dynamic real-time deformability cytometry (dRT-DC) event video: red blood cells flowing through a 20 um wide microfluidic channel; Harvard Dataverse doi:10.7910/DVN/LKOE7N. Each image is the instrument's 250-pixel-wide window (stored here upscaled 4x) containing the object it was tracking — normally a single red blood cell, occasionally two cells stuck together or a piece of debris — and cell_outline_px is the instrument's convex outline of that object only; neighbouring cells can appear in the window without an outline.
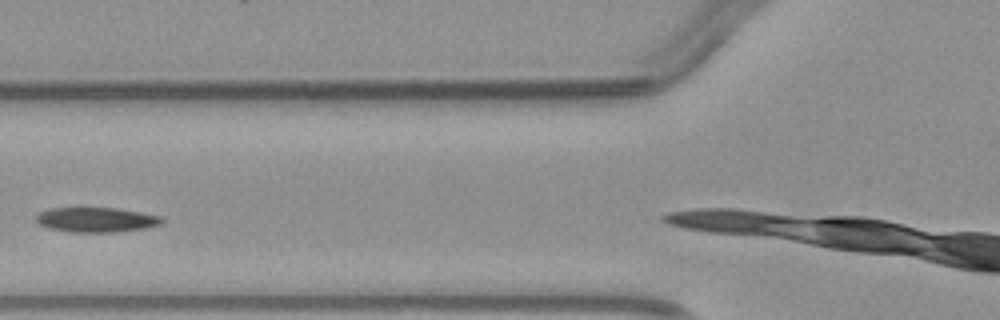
{"species": "common noctule bat (a hibernating species)", "species_latin": "Nyctalus noctula", "temperature_condition": "warm", "stored_images_in_passage": 6, "camera_frame_rate_fps": 3000, "um_per_image_px": 0.085, "animal": {"sex": "male", "body_mass_g": 23.1, "forearm_length_mm": 52.7}, "frame": {"image": 1, "passage_image": 3, "time_ms": 2.333, "image_size_px": [1000, 320], "cell_outline_px": [[164, 220], [160, 224], [144, 228], [116, 232], [72, 232], [52, 228], [40, 224], [36, 220], [36, 216], [40, 212], [52, 208], [120, 208], [160, 216]], "centroid_in_image_um": [8.21, 18.67], "position_along_channel_um": 117.6, "area_um2": 17.92}}